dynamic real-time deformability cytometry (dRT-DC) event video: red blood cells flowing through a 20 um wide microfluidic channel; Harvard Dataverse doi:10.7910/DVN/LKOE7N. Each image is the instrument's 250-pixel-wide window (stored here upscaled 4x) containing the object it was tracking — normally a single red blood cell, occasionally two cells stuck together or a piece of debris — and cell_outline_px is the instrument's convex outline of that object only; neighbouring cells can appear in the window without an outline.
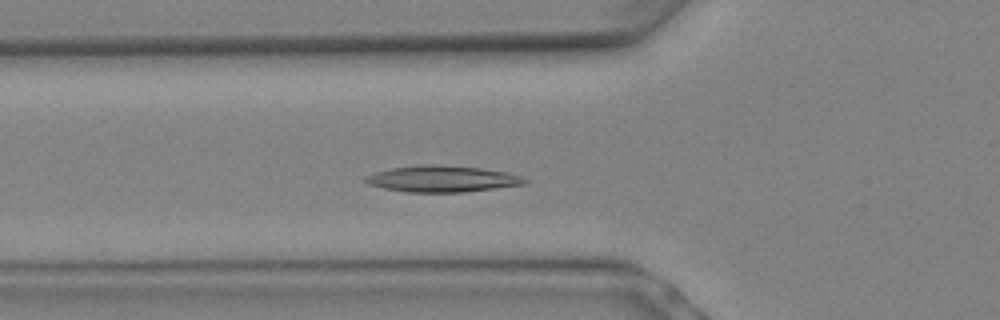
{"species": "Egyptian fruit bat (a non-hibernating species)", "species_latin": "Rousettus aegyptiacus", "temperature_condition": "warm", "stored_images_in_passage": 9, "camera_frame_rate_fps": 3000, "um_per_image_px": 0.085, "animal": {"sex": "female"}, "frame": {"image": 1, "passage_image": 6, "time_ms": 1.667, "image_size_px": [1000, 320], "cell_outline_px": [[528, 180], [520, 184], [456, 192], [412, 192], [388, 188], [372, 184], [364, 180], [368, 176], [380, 172], [396, 168], [476, 168], [504, 172]], "centroid_in_image_um": [37.6, 15.26], "position_along_channel_um": 88.2, "area_um2": 21.56}}
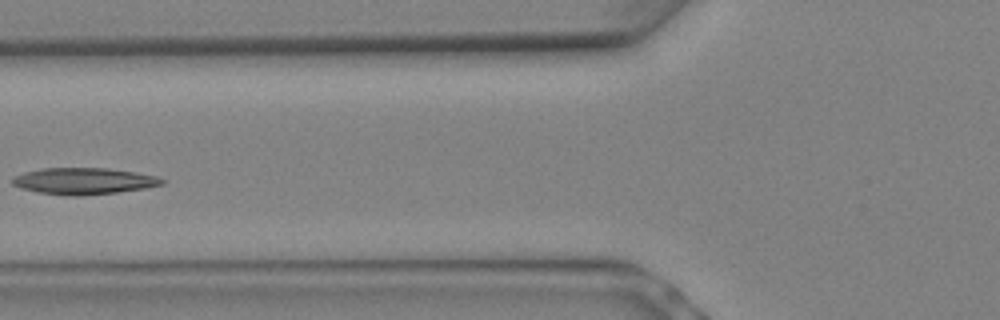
{"frame": {"image": 2, "passage_image": 7, "time_ms": 2.0, "image_size_px": [1000, 320], "cell_outline_px": [[164, 180], [160, 184], [140, 188], [116, 192], [40, 192], [24, 188], [12, 184], [12, 180], [16, 176], [28, 172], [44, 168], [104, 168], [132, 172], [152, 176]], "centroid_in_image_um": [7.09, 15.33], "position_along_channel_um": 118.7, "area_um2": 20.92}}
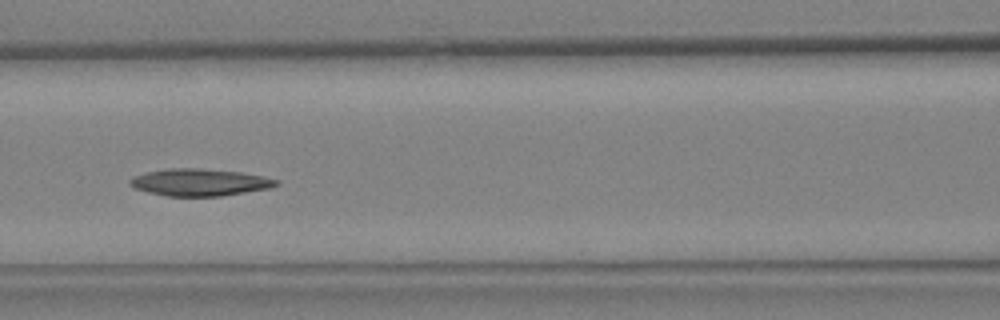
{"frame": {"image": 3, "passage_image": 8, "time_ms": 2.333, "image_size_px": [1000, 320], "cell_outline_px": [[276, 184], [268, 188], [216, 196], [168, 196], [136, 188], [132, 184], [132, 180], [136, 176], [148, 172], [180, 168], [188, 168], [236, 172], [260, 176], [276, 180]], "centroid_in_image_um": [16.97, 15.51], "position_along_channel_um": 149.6, "area_um2": 21.68}}